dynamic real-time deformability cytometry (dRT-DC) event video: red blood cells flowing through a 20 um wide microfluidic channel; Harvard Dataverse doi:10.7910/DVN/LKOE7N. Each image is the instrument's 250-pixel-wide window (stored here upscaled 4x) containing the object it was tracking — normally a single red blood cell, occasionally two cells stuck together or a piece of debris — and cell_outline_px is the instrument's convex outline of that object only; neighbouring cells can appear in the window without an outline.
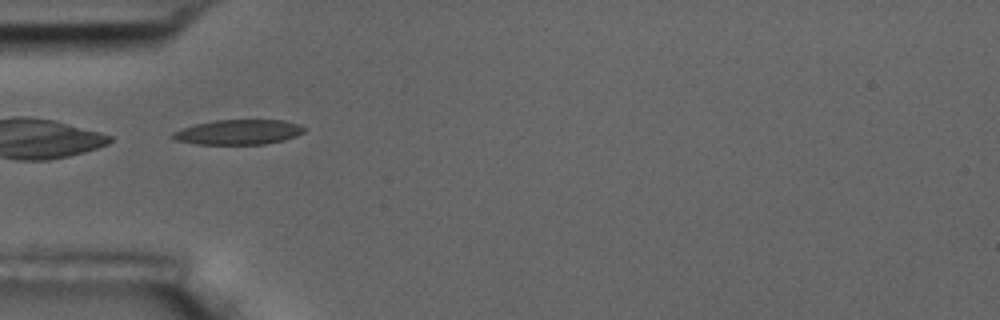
{"species": "common noctule bat (a hibernating species)", "species_latin": "Nyctalus noctula", "temperature_condition": "room temperature", "stored_images_in_passage": 15, "camera_frame_rate_fps": 3000, "um_per_image_px": 0.085, "animal": {"sex": "male", "body_mass_g": 17.5, "forearm_length_mm": 52.3}, "frame": {"image": 1, "passage_image": 5, "time_ms": 5.333, "image_size_px": [1000, 320], "cell_outline_px": [[308, 128], [304, 132], [296, 136], [284, 140], [264, 144], [196, 144], [176, 140], [172, 136], [172, 132], [180, 128], [212, 120], [284, 120], [300, 124]], "centroid_in_image_um": [20.3, 11.22], "position_along_channel_um": 64.7, "area_um2": 19.25}}
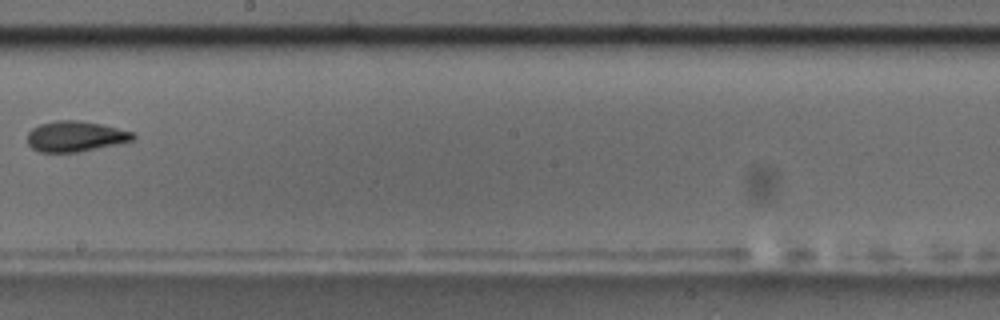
{"frame": {"image": 2, "passage_image": 9, "time_ms": 10.333, "image_size_px": [1000, 320], "cell_outline_px": [[136, 136], [132, 140], [96, 148], [76, 152], [40, 152], [32, 148], [28, 144], [28, 132], [32, 128], [40, 124], [56, 120], [80, 120], [100, 124], [132, 132]], "centroid_in_image_um": [6.35, 11.58], "position_along_channel_um": 241.8, "area_um2": 18.5}, "authors_computed_cell_mechanics": {"area_um2": 18.496, "velocity_mm_per_s": 3.5633, "shape_relaxation_time_tau1_ms": 4.9133, "shape_relaxation_time_tau2_ms": 2.9572, "deformation_change_tau1": 0.156, "deformation_change_tau2": 0.0893}}